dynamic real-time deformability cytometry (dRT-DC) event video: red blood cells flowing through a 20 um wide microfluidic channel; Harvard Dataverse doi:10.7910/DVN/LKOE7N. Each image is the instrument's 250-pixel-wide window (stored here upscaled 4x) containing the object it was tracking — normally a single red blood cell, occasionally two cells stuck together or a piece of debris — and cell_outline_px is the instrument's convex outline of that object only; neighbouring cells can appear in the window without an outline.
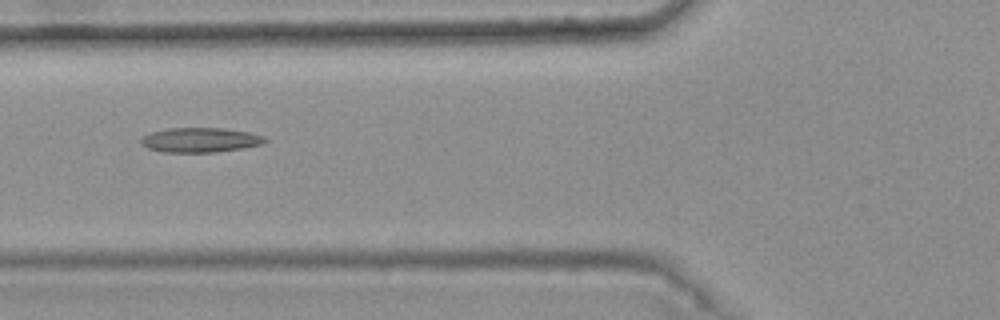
{"species": "common noctule bat (a hibernating species)", "species_latin": "Nyctalus noctula", "temperature_condition": "warm", "stored_images_in_passage": 5, "camera_frame_rate_fps": 3000, "um_per_image_px": 0.085, "animal": {"sex": "female", "body_mass_g": 25.1}, "frame": {"image": 1, "passage_image": 3, "time_ms": 0.667, "image_size_px": [1000, 320], "cell_outline_px": [[268, 140], [264, 144], [216, 152], [164, 152], [148, 148], [140, 144], [140, 140], [144, 136], [152, 132], [168, 128], [224, 128], [248, 132], [264, 136]], "centroid_in_image_um": [17.03, 11.89], "position_along_channel_um": 108.8, "area_um2": 17.74}}
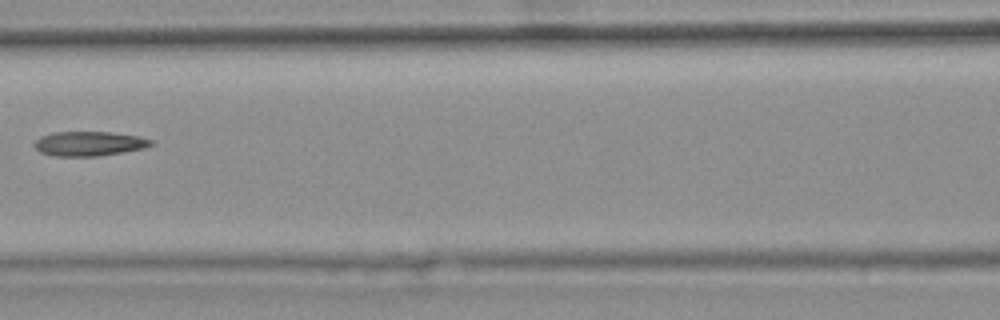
{"frame": {"image": 2, "passage_image": 4, "time_ms": 1.0, "image_size_px": [1000, 320], "cell_outline_px": [[156, 144], [144, 148], [96, 156], [52, 156], [40, 152], [32, 144], [40, 136], [52, 132], [112, 132], [140, 136], [152, 140]], "centroid_in_image_um": [7.56, 12.2], "position_along_channel_um": 159.0, "area_um2": 16.76}}
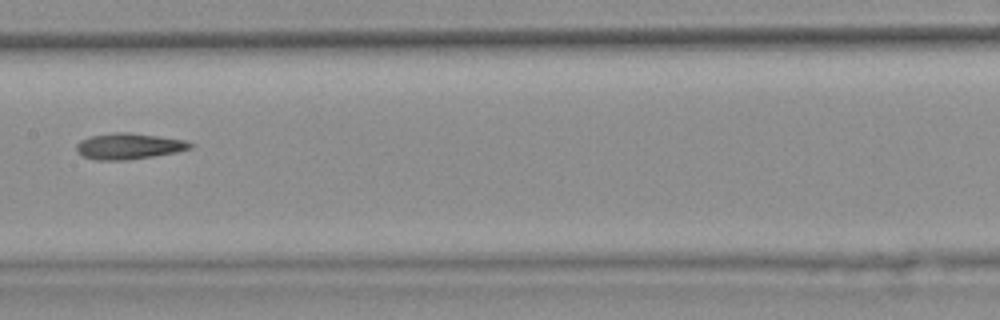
{"frame": {"image": 3, "passage_image": 5, "time_ms": 1.333, "image_size_px": [1000, 320], "cell_outline_px": [[192, 148], [176, 152], [152, 156], [124, 160], [96, 160], [84, 156], [76, 152], [76, 144], [80, 140], [92, 136], [112, 132], [128, 132], [184, 140], [192, 144]], "centroid_in_image_um": [10.9, 12.42], "position_along_channel_um": 196.5, "area_um2": 17.05}}